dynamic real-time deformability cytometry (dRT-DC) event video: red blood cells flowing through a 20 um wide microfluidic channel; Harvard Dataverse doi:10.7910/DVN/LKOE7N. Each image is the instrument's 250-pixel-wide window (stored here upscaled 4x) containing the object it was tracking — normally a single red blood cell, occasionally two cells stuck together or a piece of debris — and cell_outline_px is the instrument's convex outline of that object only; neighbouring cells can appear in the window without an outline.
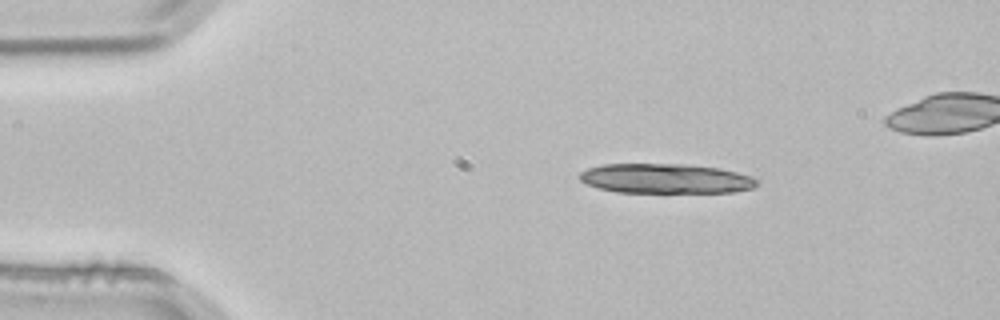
{"species": "common noctule bat (a hibernating species)", "species_latin": "Nyctalus noctula", "temperature_condition": "room temperature", "stored_images_in_passage": 3, "segment_of_instrument_passage": [2, 2], "camera_frame_rate_fps": 3000, "um_per_image_px": 0.085, "animal": {"sex": "male", "body_mass_g": 21.5, "forearm_length_mm": 52.0}, "frame": {"image": 1, "passage_image": 3, "time_ms": 0.667, "image_size_px": [1000, 320], "cell_outline_px": [[760, 180], [752, 188], [736, 192], [616, 192], [596, 188], [580, 180], [580, 172], [588, 168], [600, 164], [688, 164], [720, 168], [752, 176]], "centroid_in_image_um": [56.58, 15.17], "position_along_channel_um": 28.4, "area_um2": 30.87}}